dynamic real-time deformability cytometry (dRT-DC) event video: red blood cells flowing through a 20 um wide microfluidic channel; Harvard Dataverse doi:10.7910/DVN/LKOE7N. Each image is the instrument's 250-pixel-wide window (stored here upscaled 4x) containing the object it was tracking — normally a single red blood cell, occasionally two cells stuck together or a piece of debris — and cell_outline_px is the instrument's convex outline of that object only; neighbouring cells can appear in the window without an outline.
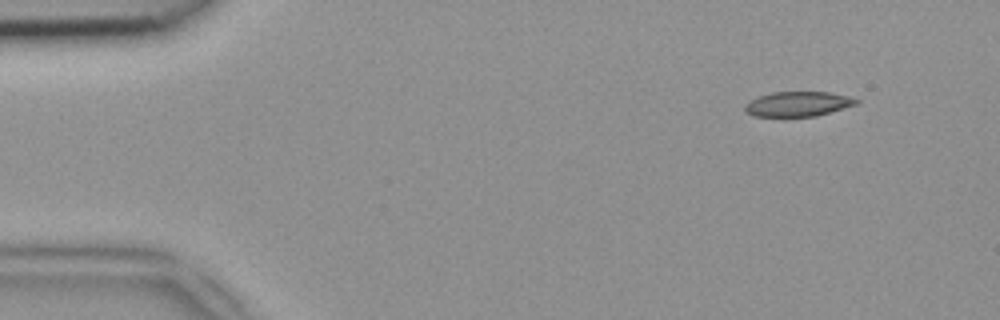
{"species": "common noctule bat (a hibernating species)", "species_latin": "Nyctalus noctula", "temperature_condition": "room temperature", "stored_images_in_passage": 45, "camera_frame_rate_fps": 3000, "um_per_image_px": 0.085, "animal": {"sex": "female", "body_mass_g": 18.4}, "frame": {"image": 1, "passage_image": 1, "time_ms": 0.0, "image_size_px": [1000, 320], "cell_outline_px": [[860, 100], [856, 104], [844, 108], [816, 116], [784, 120], [752, 116], [744, 108], [744, 104], [760, 96], [772, 92], [828, 92], [848, 96]], "centroid_in_image_um": [67.77, 8.9], "position_along_channel_um": 17.2, "area_um2": 16.82}}
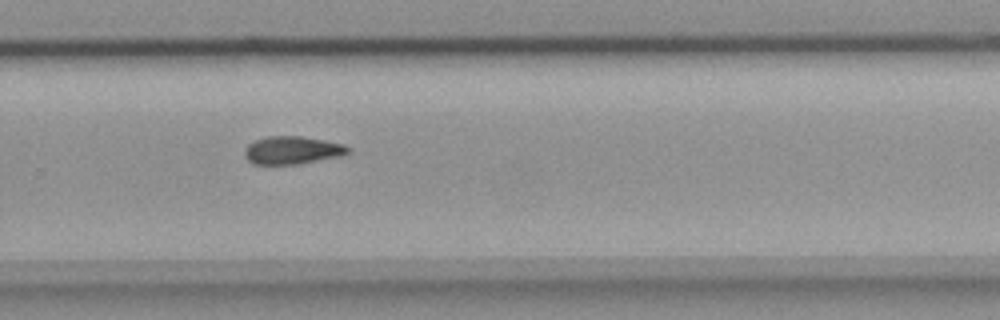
{"frame": {"image": 2, "passage_image": 29, "time_ms": 9.333, "image_size_px": [1000, 320], "cell_outline_px": [[352, 152], [344, 156], [300, 164], [252, 164], [244, 156], [244, 148], [252, 140], [268, 136], [300, 136], [324, 140], [344, 144], [352, 148]], "centroid_in_image_um": [24.88, 12.77], "position_along_channel_um": 304.9, "area_um2": 17.28}}
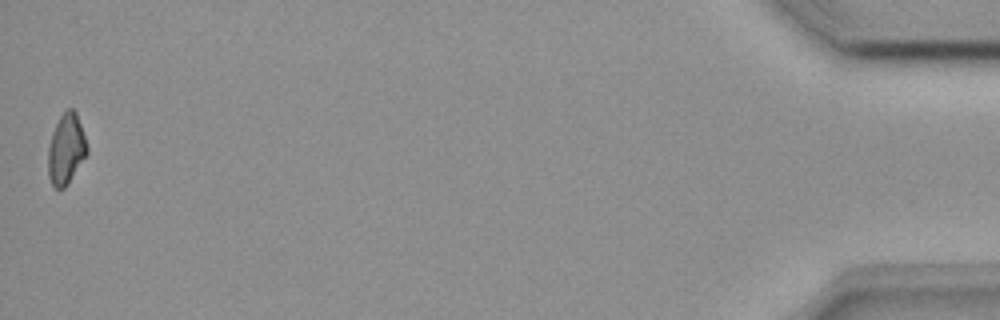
{"frame": {"image": 3, "passage_image": 45, "time_ms": 14.667, "image_size_px": [1000, 320], "cell_outline_px": [[88, 152], [68, 184], [64, 188], [56, 188], [52, 184], [48, 176], [48, 148], [52, 132], [60, 116], [68, 108], [72, 108], [76, 112], [88, 148]], "centroid_in_image_um": [5.61, 12.68], "position_along_channel_um": 429.6, "area_um2": 15.84}}